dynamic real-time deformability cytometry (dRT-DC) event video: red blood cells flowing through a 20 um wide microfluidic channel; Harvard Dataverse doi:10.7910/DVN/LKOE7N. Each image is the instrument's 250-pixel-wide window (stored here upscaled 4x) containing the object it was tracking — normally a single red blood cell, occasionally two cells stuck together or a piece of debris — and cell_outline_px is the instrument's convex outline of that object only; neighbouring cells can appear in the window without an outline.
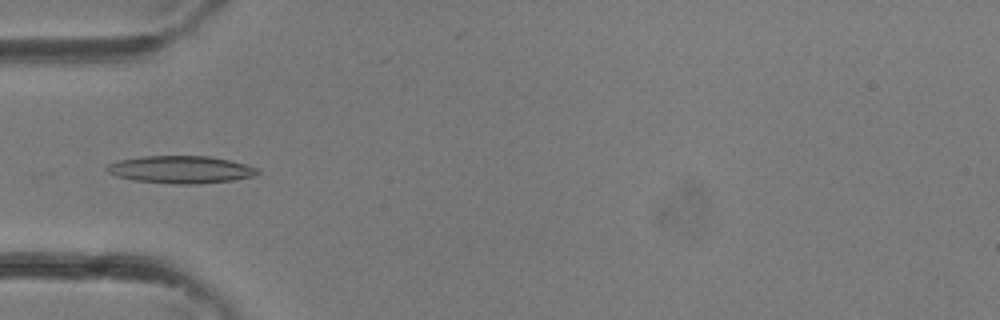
{"species": "common noctule bat (a hibernating species)", "species_latin": "Nyctalus noctula", "temperature_condition": "room temperature", "stored_images_in_passage": 23, "camera_frame_rate_fps": 3000, "um_per_image_px": 0.085, "animal": {"sex": "female"}, "frame": {"image": 1, "passage_image": 2, "time_ms": 0.333, "image_size_px": [1000, 320], "cell_outline_px": [[260, 172], [256, 176], [232, 180], [200, 184], [176, 184], [132, 180], [116, 176], [108, 172], [104, 168], [108, 164], [116, 160], [144, 156], [212, 156], [260, 168]], "centroid_in_image_um": [15.36, 14.41], "position_along_channel_um": 69.6, "area_um2": 24.33}}
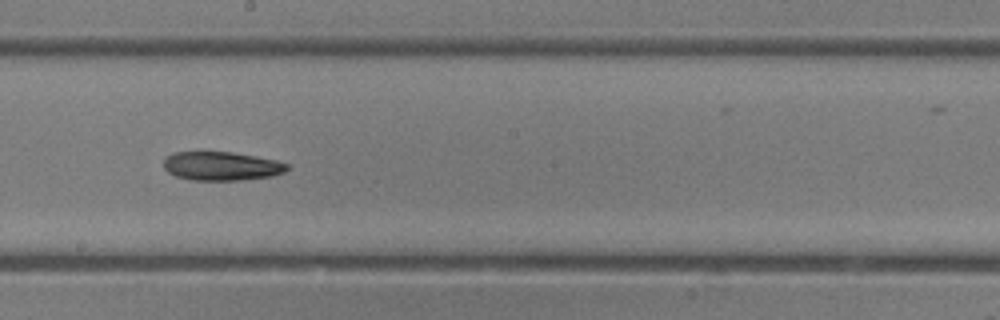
{"frame": {"image": 2, "passage_image": 10, "time_ms": 3.0, "image_size_px": [1000, 320], "cell_outline_px": [[288, 168], [284, 172], [272, 176], [240, 180], [192, 180], [176, 176], [168, 172], [164, 168], [164, 156], [172, 152], [232, 152], [256, 156], [276, 160], [288, 164]], "centroid_in_image_um": [18.8, 14.11], "position_along_channel_um": 229.4, "area_um2": 20.75}}
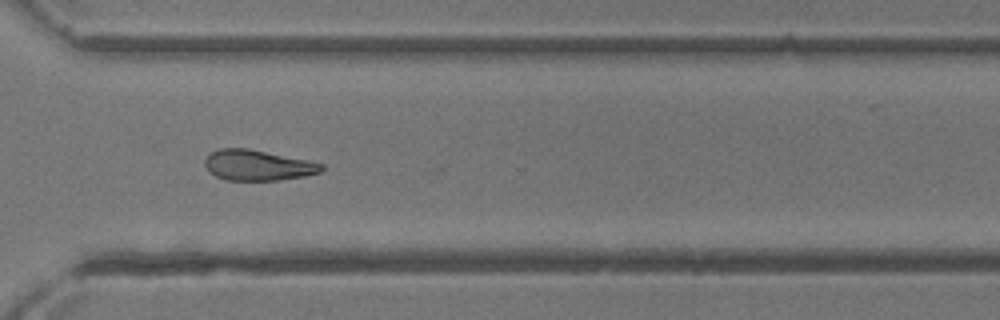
{"frame": {"image": 3, "passage_image": 16, "time_ms": 5.0, "image_size_px": [1000, 320], "cell_outline_px": [[324, 168], [320, 172], [304, 176], [280, 180], [224, 180], [208, 172], [204, 164], [204, 160], [212, 152], [220, 148], [248, 148], [308, 160], [324, 164]], "centroid_in_image_um": [21.89, 14.05], "position_along_channel_um": 348.7, "area_um2": 20.81}}